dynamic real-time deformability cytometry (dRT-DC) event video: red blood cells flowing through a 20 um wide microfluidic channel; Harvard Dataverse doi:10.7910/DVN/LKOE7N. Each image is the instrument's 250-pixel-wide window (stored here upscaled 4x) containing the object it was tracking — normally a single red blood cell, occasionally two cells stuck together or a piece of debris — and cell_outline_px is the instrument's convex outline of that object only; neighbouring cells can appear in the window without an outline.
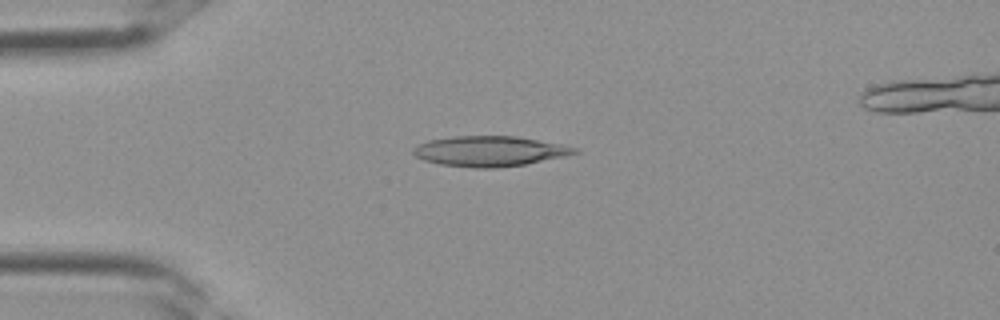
{"species": "Egyptian fruit bat (a non-hibernating species)", "species_latin": "Rousettus aegyptiacus", "temperature_condition": "room temperature", "stored_images_in_passage": 3, "camera_frame_rate_fps": 3000, "um_per_image_px": 0.085, "frame": {"image": 1, "passage_image": 2, "time_ms": 0.333, "image_size_px": [1000, 320], "cell_outline_px": [[580, 152], [564, 156], [524, 164], [496, 168], [472, 168], [440, 164], [424, 160], [416, 156], [412, 152], [412, 148], [416, 144], [428, 140], [452, 136], [516, 136], [564, 144], [576, 148]], "centroid_in_image_um": [41.59, 12.84], "position_along_channel_um": 43.4, "area_um2": 28.55}}